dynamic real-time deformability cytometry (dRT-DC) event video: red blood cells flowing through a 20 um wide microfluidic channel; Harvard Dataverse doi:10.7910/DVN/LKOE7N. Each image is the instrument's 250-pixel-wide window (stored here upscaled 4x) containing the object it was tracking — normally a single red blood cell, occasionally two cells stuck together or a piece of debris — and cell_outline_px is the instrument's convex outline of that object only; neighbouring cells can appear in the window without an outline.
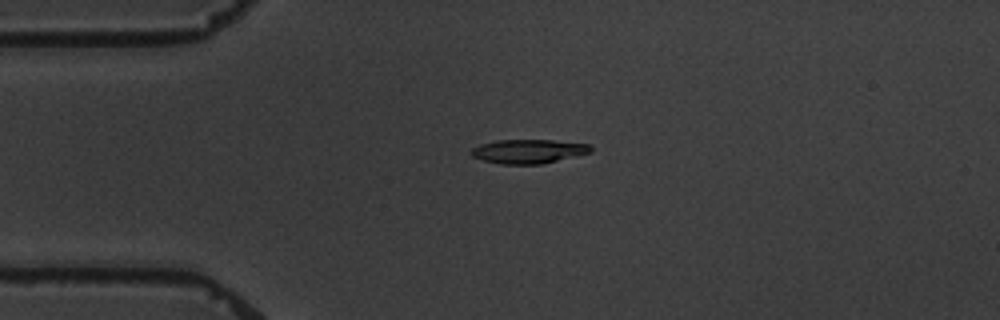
{"species": "common noctule bat (a hibernating species)", "species_latin": "Nyctalus noctula", "temperature_condition": "warm", "stored_images_in_passage": 6, "camera_frame_rate_fps": 3000, "um_per_image_px": 0.085, "animal": {"sex": "male", "body_mass_g": 19.5, "forearm_length_mm": 54.6}, "frame": {"image": 1, "passage_image": 4, "time_ms": 3.333, "image_size_px": [1000, 320], "cell_outline_px": [[592, 152], [540, 164], [500, 164], [484, 160], [472, 156], [468, 152], [472, 148], [480, 144], [496, 140], [552, 140], [588, 144], [592, 148]], "centroid_in_image_um": [44.87, 12.86], "position_along_channel_um": 40.1, "area_um2": 16.65}}
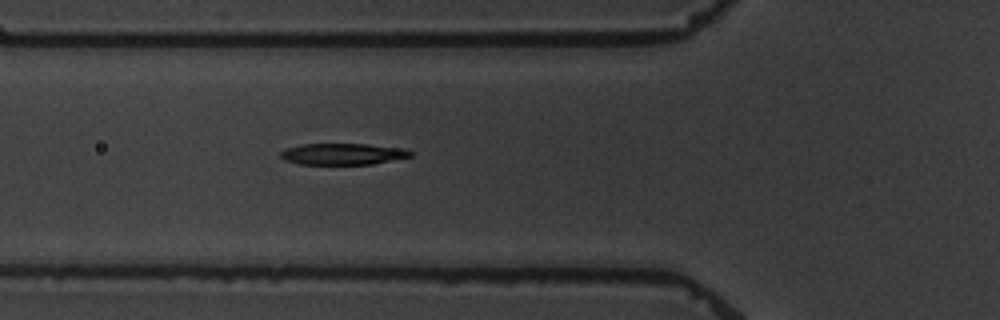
{"frame": {"image": 2, "passage_image": 6, "time_ms": 5.667, "image_size_px": [1000, 320], "cell_outline_px": [[412, 156], [372, 164], [300, 164], [284, 160], [280, 156], [280, 152], [284, 148], [300, 144], [368, 144], [404, 148], [412, 152]], "centroid_in_image_um": [29.11, 13.08], "position_along_channel_um": 96.7, "area_um2": 16.24}}